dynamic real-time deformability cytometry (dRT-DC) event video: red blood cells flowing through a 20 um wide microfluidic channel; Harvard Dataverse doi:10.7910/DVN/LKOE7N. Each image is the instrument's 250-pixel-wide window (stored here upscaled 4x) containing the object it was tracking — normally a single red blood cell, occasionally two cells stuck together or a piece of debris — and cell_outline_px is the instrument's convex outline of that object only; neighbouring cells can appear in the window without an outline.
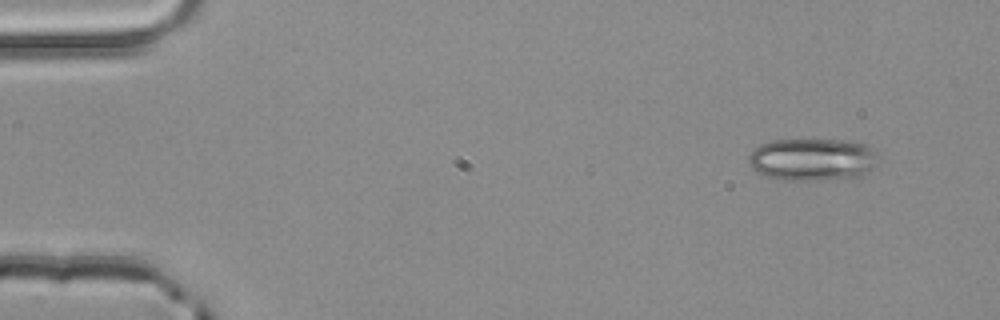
{"species": "common noctule bat (a hibernating species)", "species_latin": "Nyctalus noctula", "temperature_condition": "room temperature", "stored_images_in_passage": 2, "camera_frame_rate_fps": 3000, "um_per_image_px": 0.085, "animal": {"sex": "male", "body_mass_g": 20.4}, "frame": {"image": 1, "passage_image": 2, "time_ms": 0.333, "image_size_px": [1000, 320], "cell_outline_px": [[880, 160], [876, 164], [860, 176], [820, 180], [784, 180], [768, 176], [756, 172], [748, 164], [748, 156], [760, 144], [776, 140], [840, 140], [868, 144], [876, 152]], "centroid_in_image_um": [69.07, 13.55], "position_along_channel_um": 15.9, "area_um2": 32.02}}